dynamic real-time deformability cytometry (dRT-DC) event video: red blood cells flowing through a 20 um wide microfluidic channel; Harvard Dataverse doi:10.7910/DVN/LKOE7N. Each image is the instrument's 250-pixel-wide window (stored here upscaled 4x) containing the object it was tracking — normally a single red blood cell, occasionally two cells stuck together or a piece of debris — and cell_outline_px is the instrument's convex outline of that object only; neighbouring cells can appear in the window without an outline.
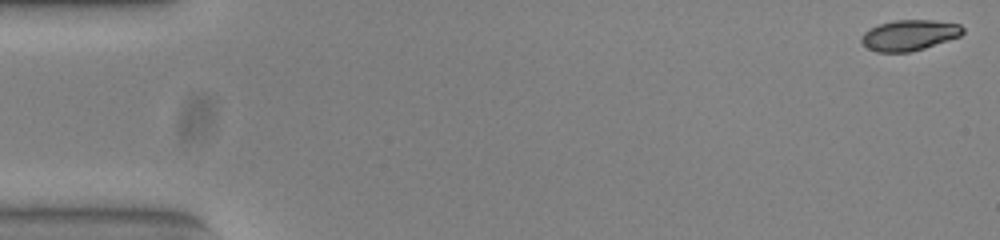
{"species": "common noctule bat (a hibernating species)", "species_latin": "Nyctalus noctula", "temperature_condition": "warm", "stored_images_in_passage": 11, "camera_frame_rate_fps": 3000, "um_per_image_px": 0.085, "animal": {"sex": "female", "body_mass_g": 23.0, "forearm_length_mm": 53.4}, "frame": {"image": 1, "passage_image": 1, "time_ms": 0.0, "image_size_px": [1000, 240], "cell_outline_px": [[964, 32], [960, 36], [924, 48], [908, 52], [876, 52], [868, 48], [860, 40], [864, 32], [880, 24], [896, 20], [932, 20], [960, 24], [964, 28]], "centroid_in_image_um": [77.31, 2.99], "position_along_channel_um": 7.7, "area_um2": 17.92}}